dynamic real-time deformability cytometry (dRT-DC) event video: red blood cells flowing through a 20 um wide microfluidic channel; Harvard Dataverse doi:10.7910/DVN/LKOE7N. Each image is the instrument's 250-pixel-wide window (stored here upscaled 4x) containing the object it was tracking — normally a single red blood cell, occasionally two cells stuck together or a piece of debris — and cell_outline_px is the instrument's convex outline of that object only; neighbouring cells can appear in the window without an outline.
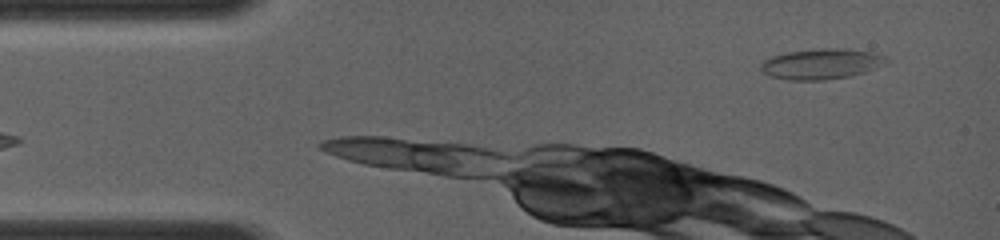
{"species": "common noctule bat (a hibernating species)", "species_latin": "Nyctalus noctula", "temperature_condition": "room temperature", "stored_images_in_passage": 3, "camera_frame_rate_fps": 4000, "um_per_image_px": 0.085, "animal": {"sex": "female", "body_mass_g": 19.0, "forearm_length_mm": 56.7}, "frame": {"image": 1, "passage_image": 3, "time_ms": 1.25, "image_size_px": [1000, 240], "cell_outline_px": [[888, 64], [864, 72], [848, 76], [824, 80], [788, 80], [768, 76], [760, 68], [760, 64], [764, 60], [772, 56], [788, 52], [820, 48], [844, 48], [872, 52], [884, 56], [888, 60]], "centroid_in_image_um": [69.82, 5.43], "position_along_channel_um": 15.2, "area_um2": 22.37}}